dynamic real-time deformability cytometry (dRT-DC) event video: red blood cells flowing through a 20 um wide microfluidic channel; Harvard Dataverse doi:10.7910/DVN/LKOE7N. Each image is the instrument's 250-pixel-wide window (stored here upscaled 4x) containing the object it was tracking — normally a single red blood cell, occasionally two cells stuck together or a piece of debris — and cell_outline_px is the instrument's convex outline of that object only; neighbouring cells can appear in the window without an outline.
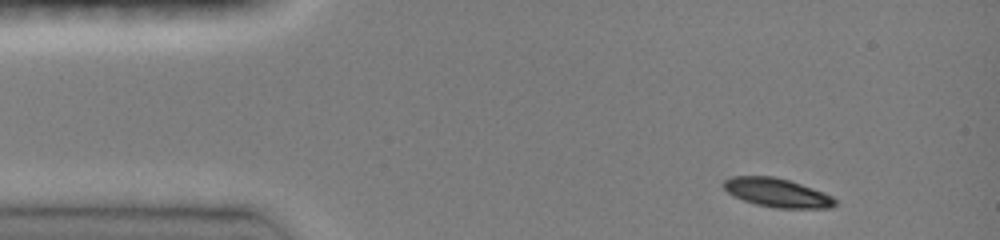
{"species": "common noctule bat (a hibernating species)", "species_latin": "Nyctalus noctula", "temperature_condition": "room temperature", "stored_images_in_passage": 4, "camera_frame_rate_fps": 3000, "um_per_image_px": 0.085, "animal": {"sex": "female", "body_mass_g": 19.0, "forearm_length_mm": 51.5}, "frame": {"image": 1, "passage_image": 1, "time_ms": 0.0, "image_size_px": [1000, 240], "cell_outline_px": [[836, 204], [832, 208], [776, 208], [756, 204], [732, 196], [724, 188], [724, 180], [732, 176], [772, 176], [788, 180], [824, 192], [832, 196], [836, 200]], "centroid_in_image_um": [66.06, 16.38], "position_along_channel_um": 18.9, "area_um2": 18.61}}
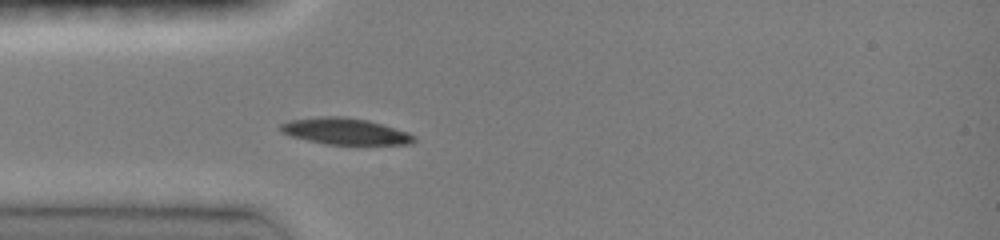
{"frame": {"image": 2, "passage_image": 4, "time_ms": 1.0, "image_size_px": [1000, 240], "cell_outline_px": [[416, 140], [412, 144], [328, 144], [308, 140], [292, 136], [280, 132], [280, 124], [288, 120], [320, 116], [344, 116], [368, 120], [408, 132], [416, 136]], "centroid_in_image_um": [29.34, 11.15], "position_along_channel_um": 55.7, "area_um2": 20.52}}